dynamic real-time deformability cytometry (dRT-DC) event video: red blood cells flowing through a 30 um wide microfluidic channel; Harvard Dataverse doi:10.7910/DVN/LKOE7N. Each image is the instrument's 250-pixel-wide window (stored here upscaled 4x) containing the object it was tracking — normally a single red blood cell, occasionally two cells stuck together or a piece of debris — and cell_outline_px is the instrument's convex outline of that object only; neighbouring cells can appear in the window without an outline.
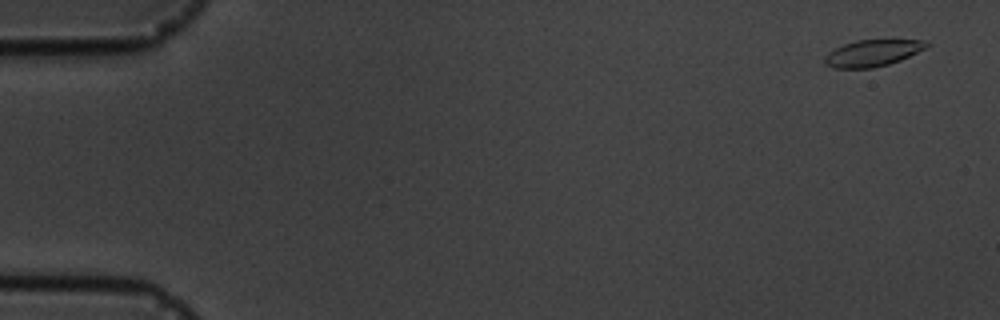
{"species": "common noctule bat (a hibernating species)", "species_latin": "Nyctalus noctula", "temperature_condition": "cold", "stored_images_in_passage": 5, "camera_frame_rate_fps": 3000, "um_per_image_px": 0.085, "animal": {"sex": "male", "body_mass_g": 19.5, "forearm_length_mm": 54.6}, "frame": {"image": 1, "passage_image": 1, "time_ms": 0.0, "image_size_px": [1000, 320], "cell_outline_px": [[932, 44], [928, 48], [900, 60], [888, 64], [872, 68], [832, 68], [824, 64], [824, 56], [828, 52], [844, 44], [856, 40], [928, 40]], "centroid_in_image_um": [74.2, 4.51], "position_along_channel_um": 10.8, "area_um2": 15.95}}
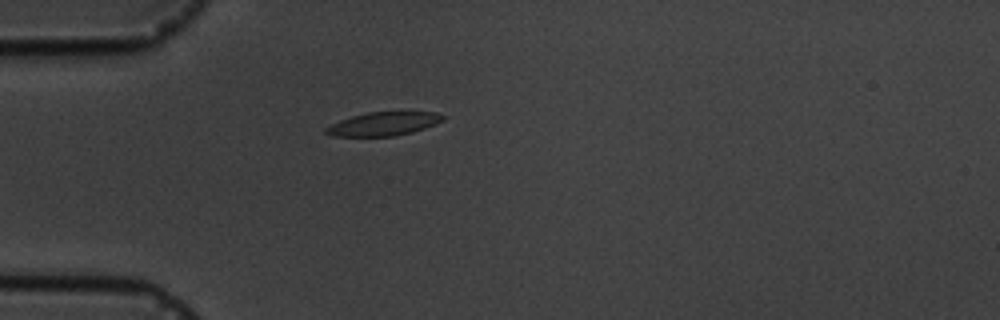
{"frame": {"image": 2, "passage_image": 5, "time_ms": 4.667, "image_size_px": [1000, 320], "cell_outline_px": [[444, 120], [436, 124], [412, 132], [396, 136], [332, 136], [324, 132], [324, 128], [340, 120], [352, 116], [368, 112], [436, 112], [444, 116]], "centroid_in_image_um": [32.59, 10.53], "position_along_channel_um": 52.4, "area_um2": 16.01}}